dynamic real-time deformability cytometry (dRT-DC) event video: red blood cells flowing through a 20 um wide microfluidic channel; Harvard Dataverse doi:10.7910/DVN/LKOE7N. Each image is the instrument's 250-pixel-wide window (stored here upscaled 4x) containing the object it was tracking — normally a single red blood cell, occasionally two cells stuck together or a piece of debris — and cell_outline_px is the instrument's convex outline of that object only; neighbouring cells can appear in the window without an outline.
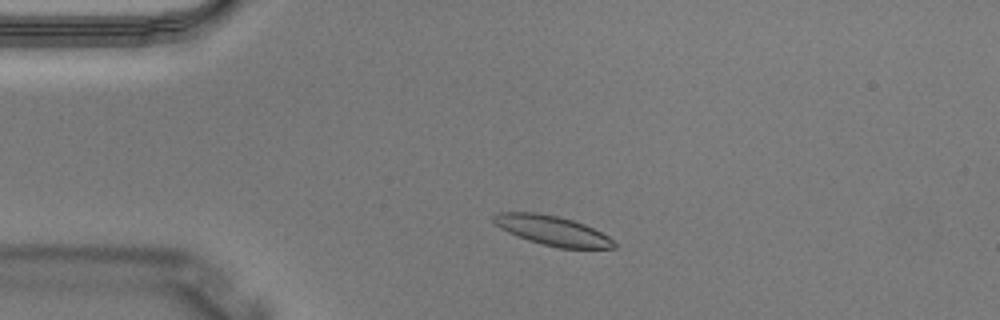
{"species": "Egyptian fruit bat (a non-hibernating species)", "species_latin": "Rousettus aegyptiacus", "temperature_condition": "warm", "stored_images_in_passage": 2, "camera_frame_rate_fps": 3000, "um_per_image_px": 0.085, "animal": {"sex": "male"}, "frame": {"image": 1, "passage_image": 1, "time_ms": 0.0, "image_size_px": [1000, 320], "cell_outline_px": [[616, 248], [560, 248], [528, 240], [516, 236], [500, 228], [492, 220], [492, 216], [500, 212], [536, 212], [556, 216], [572, 220], [584, 224], [608, 236], [616, 244]], "centroid_in_image_um": [46.92, 19.59], "position_along_channel_um": 38.1, "area_um2": 20.52}}